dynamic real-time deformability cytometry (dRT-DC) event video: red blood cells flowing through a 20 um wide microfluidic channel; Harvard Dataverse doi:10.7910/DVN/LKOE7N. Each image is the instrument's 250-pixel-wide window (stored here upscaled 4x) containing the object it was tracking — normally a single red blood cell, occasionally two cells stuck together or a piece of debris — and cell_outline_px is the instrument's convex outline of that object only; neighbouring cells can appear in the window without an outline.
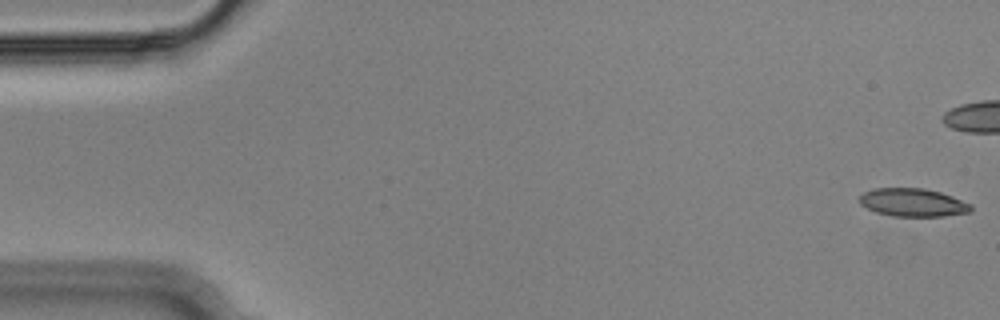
{"species": "Egyptian fruit bat (a non-hibernating species)", "species_latin": "Rousettus aegyptiacus", "temperature_condition": "cold", "stored_images_in_passage": 56, "camera_frame_rate_fps": 3000, "um_per_image_px": 0.085, "animal": {"sex": "male"}, "frame": {"image": 1, "passage_image": 1, "time_ms": 0.0, "image_size_px": [1000, 320], "cell_outline_px": [[972, 212], [944, 216], [892, 216], [876, 212], [860, 204], [860, 196], [864, 192], [872, 188], [924, 188], [940, 192], [952, 196], [972, 204]], "centroid_in_image_um": [77.62, 17.21], "position_along_channel_um": 7.4, "area_um2": 18.32}}
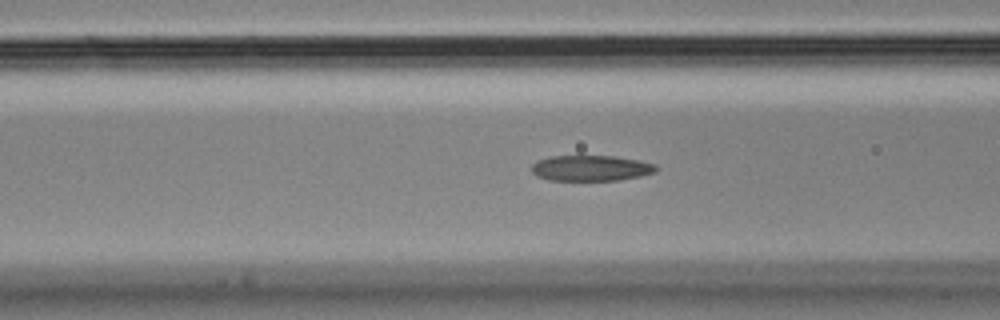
{"frame": {"image": 2, "passage_image": 21, "time_ms": 6.667, "image_size_px": [1000, 320], "cell_outline_px": [[660, 168], [656, 172], [640, 176], [620, 180], [548, 180], [536, 176], [532, 172], [532, 164], [536, 160], [548, 156], [612, 156], [640, 160], [656, 164]], "centroid_in_image_um": [50.24, 14.29], "position_along_channel_um": 116.4, "area_um2": 18.84}}
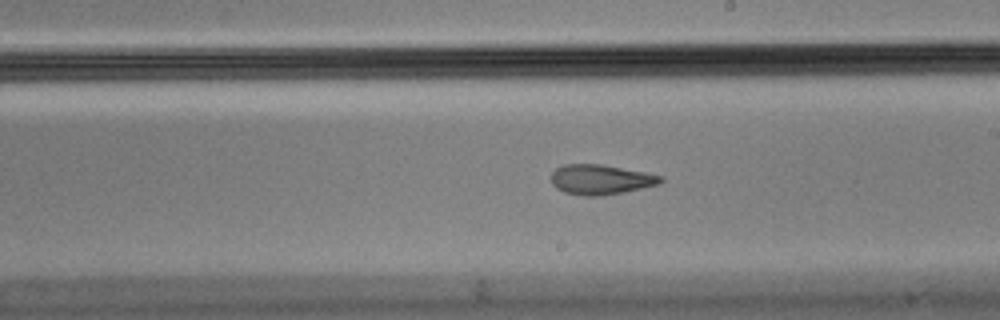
{"frame": {"image": 3, "passage_image": 31, "time_ms": 10.0, "image_size_px": [1000, 320], "cell_outline_px": [[664, 180], [660, 184], [624, 192], [600, 196], [584, 196], [564, 192], [556, 188], [552, 184], [552, 172], [556, 168], [564, 164], [600, 164], [644, 172], [664, 176]], "centroid_in_image_um": [51.07, 15.26], "position_along_channel_um": 237.9, "area_um2": 19.13}, "authors_computed_cell_mechanics": {"area_um2": 19.4208, "velocity_mm_per_s": 3.6416, "shape_relaxation_time_tau1_ms": null, "shape_relaxation_time_tau2_ms": 1.6686, "deformation_change_tau1": null, "deformation_change_tau2": 0.0874}}